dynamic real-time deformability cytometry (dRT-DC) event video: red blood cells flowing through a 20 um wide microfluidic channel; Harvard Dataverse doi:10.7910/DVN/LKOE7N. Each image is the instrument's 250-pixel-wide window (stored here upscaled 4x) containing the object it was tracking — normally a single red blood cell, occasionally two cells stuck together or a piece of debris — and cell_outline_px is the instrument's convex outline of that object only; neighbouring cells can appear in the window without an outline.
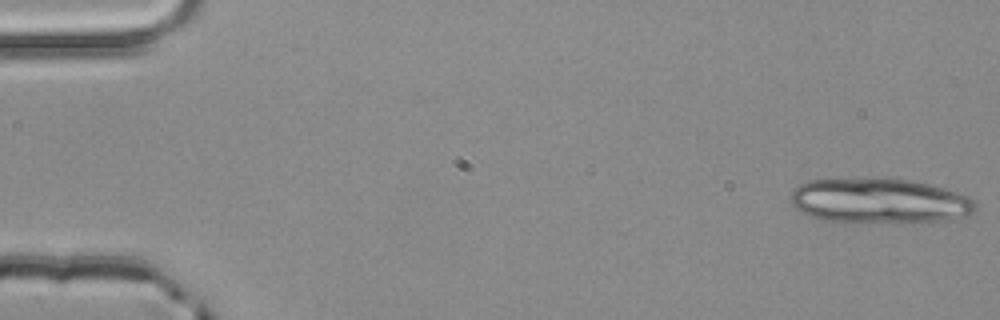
{"species": "common noctule bat (a hibernating species)", "species_latin": "Nyctalus noctula", "temperature_condition": "room temperature", "stored_images_in_passage": 4, "camera_frame_rate_fps": 3000, "um_per_image_px": 0.085, "animal": {"sex": "male", "body_mass_g": 20.4}, "frame": {"image": 1, "passage_image": 1, "time_ms": 0.0, "image_size_px": [1000, 320], "cell_outline_px": [[976, 208], [972, 212], [964, 216], [948, 220], [912, 224], [836, 224], [800, 212], [792, 204], [792, 192], [800, 184], [808, 180], [872, 176], [912, 180], [944, 188], [968, 196], [976, 200]], "centroid_in_image_um": [74.74, 17.1], "position_along_channel_um": 10.3, "area_um2": 50.69}}